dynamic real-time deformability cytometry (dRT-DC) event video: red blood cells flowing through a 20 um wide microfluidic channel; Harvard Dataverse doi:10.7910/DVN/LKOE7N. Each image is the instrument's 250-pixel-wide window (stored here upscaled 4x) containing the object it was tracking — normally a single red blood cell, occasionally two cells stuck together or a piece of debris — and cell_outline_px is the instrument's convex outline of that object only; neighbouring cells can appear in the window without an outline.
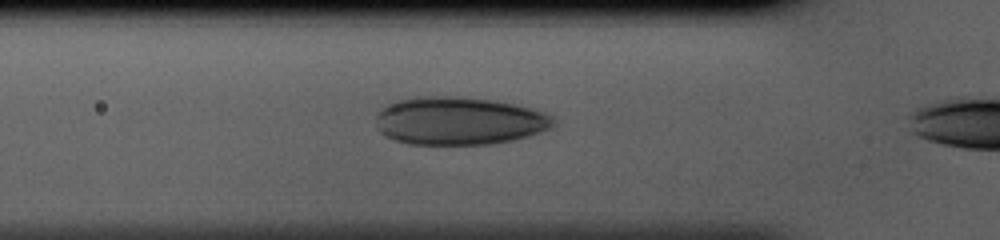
{"species": "human", "species_latin": "Homo sapiens", "temperature_condition": "cold", "stored_images_in_passage": 26, "camera_frame_rate_fps": 3000, "um_per_image_px": 0.085, "donor": {"sex": "male"}, "frame": {"image": 1, "passage_image": 4, "time_ms": 1.0, "image_size_px": [1000, 240], "cell_outline_px": [[556, 124], [552, 128], [528, 136], [512, 140], [488, 144], [408, 144], [384, 136], [376, 128], [376, 112], [380, 108], [392, 100], [432, 96], [456, 96], [492, 100], [516, 104], [532, 108], [544, 112], [552, 116], [556, 120]], "centroid_in_image_um": [39.0, 10.27], "position_along_channel_um": 86.8, "area_um2": 50.11}}
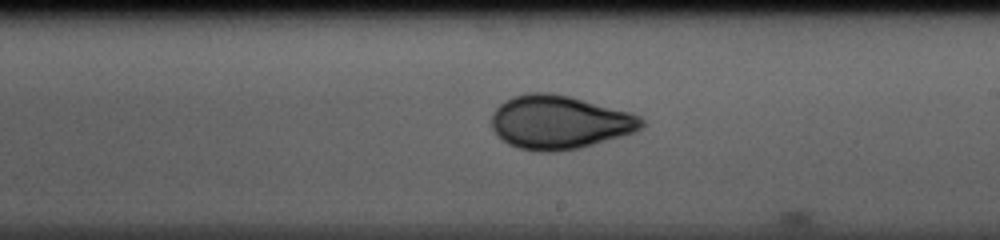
{"frame": {"image": 2, "passage_image": 15, "time_ms": 4.667, "image_size_px": [1000, 240], "cell_outline_px": [[644, 128], [636, 132], [580, 148], [560, 152], [540, 152], [520, 148], [508, 144], [492, 128], [492, 112], [504, 100], [512, 96], [528, 92], [548, 92], [572, 96], [632, 112], [640, 116], [644, 120]], "centroid_in_image_um": [47.59, 10.38], "position_along_channel_um": 241.4, "area_um2": 47.45}}
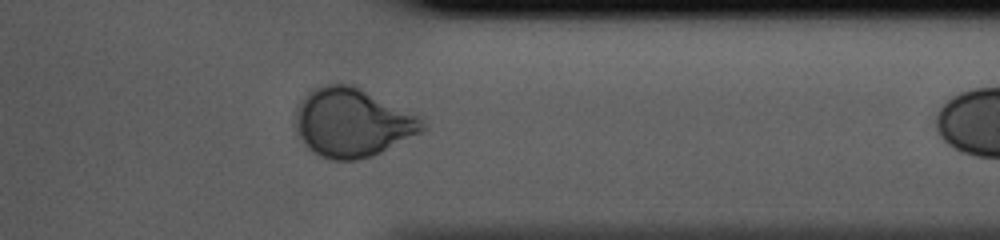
{"frame": {"image": 3, "passage_image": 25, "time_ms": 8.0, "image_size_px": [1000, 240], "cell_outline_px": [[424, 128], [420, 132], [372, 156], [356, 160], [332, 160], [320, 156], [308, 148], [300, 136], [296, 124], [296, 108], [300, 100], [308, 92], [324, 84], [352, 84], [420, 116], [424, 120]], "centroid_in_image_um": [29.93, 10.41], "position_along_channel_um": 381.5, "area_um2": 50.29}}